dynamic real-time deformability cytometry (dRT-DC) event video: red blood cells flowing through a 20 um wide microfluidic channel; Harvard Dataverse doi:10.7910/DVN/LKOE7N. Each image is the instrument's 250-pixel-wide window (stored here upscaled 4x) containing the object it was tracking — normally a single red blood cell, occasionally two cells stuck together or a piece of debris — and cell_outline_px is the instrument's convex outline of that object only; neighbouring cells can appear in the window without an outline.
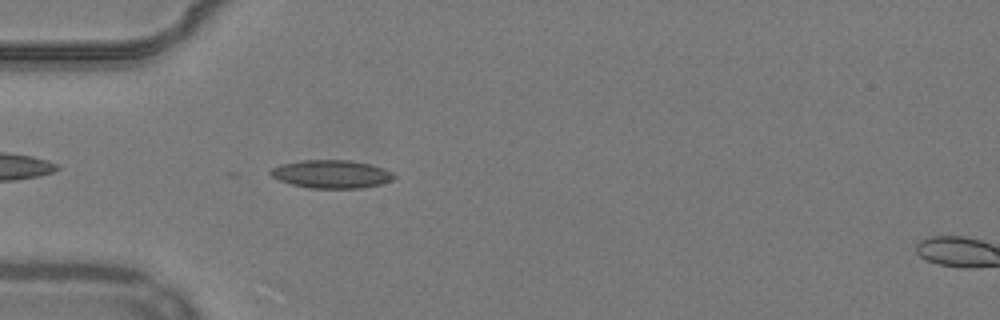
{"species": "common noctule bat (a hibernating species)", "species_latin": "Nyctalus noctula", "temperature_condition": "warm", "stored_images_in_passage": 40, "camera_frame_rate_fps": 3000, "um_per_image_px": 0.085, "animal": {"sex": "male", "body_mass_g": 19.2, "forearm_length_mm": 51.8}, "frame": {"image": 1, "passage_image": 3, "time_ms": 0.667, "image_size_px": [1000, 320], "cell_outline_px": [[396, 176], [392, 180], [380, 184], [360, 188], [312, 188], [292, 184], [280, 180], [272, 176], [268, 172], [272, 168], [280, 164], [304, 160], [348, 160], [368, 164], [384, 168], [392, 172]], "centroid_in_image_um": [28.17, 14.79], "position_along_channel_um": 56.8, "area_um2": 20.06}}
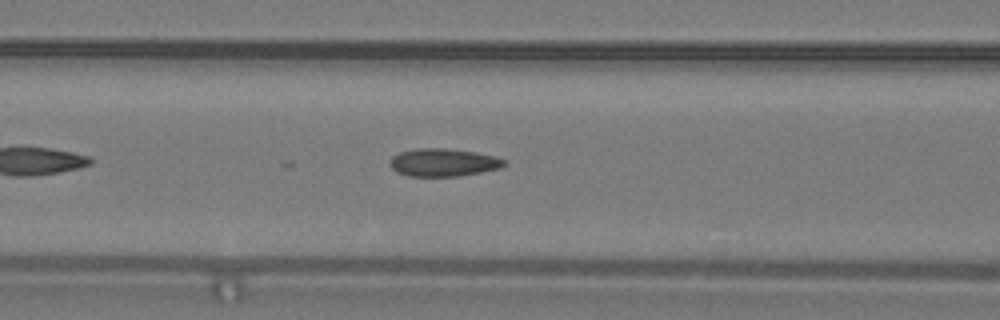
{"frame": {"image": 2, "passage_image": 9, "time_ms": 2.667, "image_size_px": [1000, 320], "cell_outline_px": [[508, 164], [500, 168], [480, 172], [456, 176], [408, 176], [396, 172], [388, 164], [388, 160], [392, 156], [400, 152], [416, 148], [448, 148], [476, 152], [508, 160]], "centroid_in_image_um": [37.66, 13.8], "position_along_channel_um": 128.9, "area_um2": 18.73}}
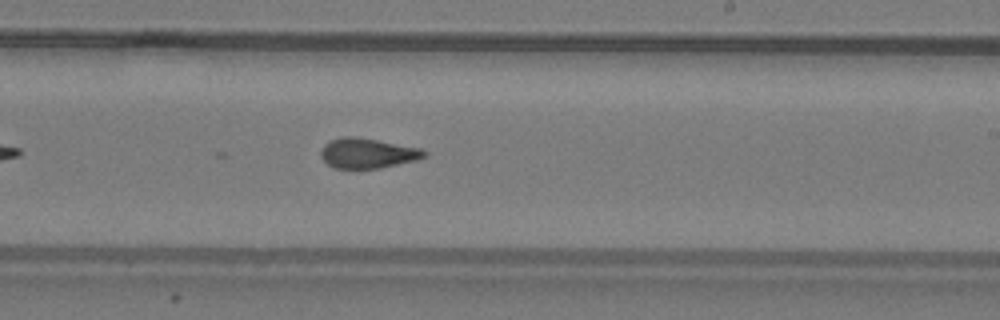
{"frame": {"image": 3, "passage_image": 19, "time_ms": 6.0, "image_size_px": [1000, 320], "cell_outline_px": [[428, 152], [424, 156], [416, 160], [380, 168], [332, 168], [320, 156], [320, 152], [324, 144], [340, 136], [352, 136], [376, 140], [420, 148]], "centroid_in_image_um": [31.21, 13.02], "position_along_channel_um": 257.8, "area_um2": 17.92}, "authors_computed_cell_mechanics": {"area_um2": 18.1203, "velocity_mm_per_s": 3.8813, "shape_relaxation_time_tau1_ms": null, "shape_relaxation_time_tau2_ms": 1.9752, "deformation_change_tau1": null, "deformation_change_tau2": 0.0876}}